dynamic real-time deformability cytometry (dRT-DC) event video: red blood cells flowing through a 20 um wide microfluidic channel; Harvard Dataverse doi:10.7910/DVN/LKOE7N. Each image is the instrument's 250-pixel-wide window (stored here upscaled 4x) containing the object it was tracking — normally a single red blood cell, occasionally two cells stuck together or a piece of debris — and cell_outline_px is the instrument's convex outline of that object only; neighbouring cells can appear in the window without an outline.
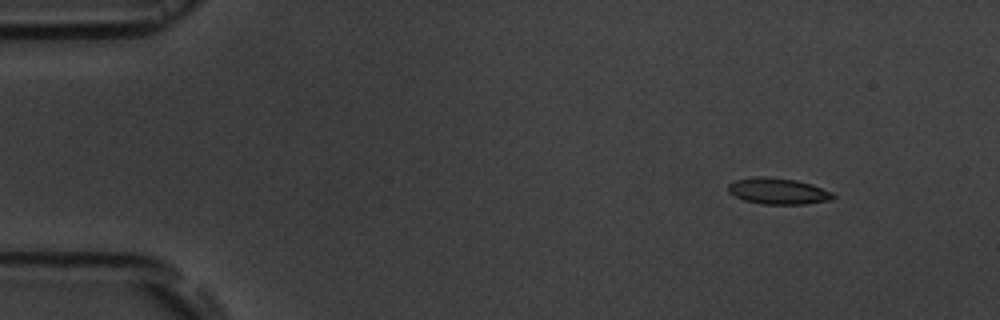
{"species": "common noctule bat (a hibernating species)", "species_latin": "Nyctalus noctula", "temperature_condition": "room temperature", "stored_images_in_passage": 4, "camera_frame_rate_fps": 3000, "um_per_image_px": 0.085, "animal": {"sex": "male", "body_mass_g": 19.5, "forearm_length_mm": 54.6}, "frame": {"image": 1, "passage_image": 1, "time_ms": 0.0, "image_size_px": [1000, 320], "cell_outline_px": [[836, 196], [832, 200], [804, 204], [760, 204], [744, 200], [728, 192], [728, 184], [736, 180], [756, 176], [764, 176], [796, 180], [812, 184], [832, 192]], "centroid_in_image_um": [66.15, 16.25], "position_along_channel_um": 18.9, "area_um2": 16.07}}
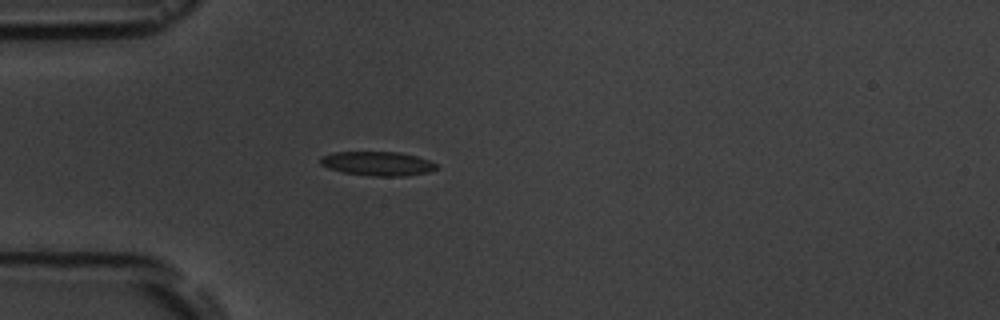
{"frame": {"image": 2, "passage_image": 4, "time_ms": 3.333, "image_size_px": [1000, 320], "cell_outline_px": [[440, 168], [428, 172], [404, 176], [372, 176], [344, 172], [328, 168], [320, 164], [320, 156], [332, 152], [400, 152], [416, 156], [428, 160], [436, 164]], "centroid_in_image_um": [32.09, 13.9], "position_along_channel_um": 52.9, "area_um2": 16.36}}